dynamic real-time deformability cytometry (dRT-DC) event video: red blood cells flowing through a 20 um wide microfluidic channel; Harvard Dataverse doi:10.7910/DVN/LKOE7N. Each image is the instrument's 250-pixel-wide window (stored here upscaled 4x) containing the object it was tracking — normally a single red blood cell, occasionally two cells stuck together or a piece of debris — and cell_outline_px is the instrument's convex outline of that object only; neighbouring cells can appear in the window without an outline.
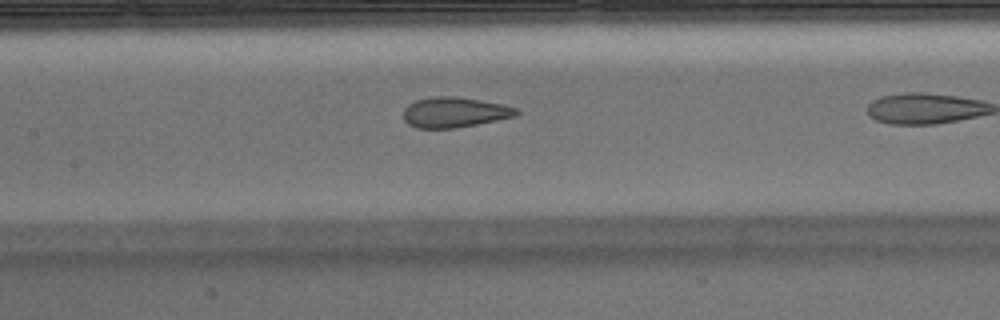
{"species": "Egyptian fruit bat (a non-hibernating species)", "species_latin": "Rousettus aegyptiacus", "temperature_condition": "warm", "stored_images_in_passage": 32, "camera_frame_rate_fps": 3000, "um_per_image_px": 0.085, "animal": {"sex": "male"}, "frame": {"image": 1, "passage_image": 10, "time_ms": 3.0, "image_size_px": [1000, 320], "cell_outline_px": [[520, 112], [516, 116], [476, 124], [452, 128], [416, 128], [408, 124], [404, 120], [404, 108], [408, 104], [416, 100], [432, 96], [456, 96], [504, 104], [516, 108]], "centroid_in_image_um": [38.62, 9.53], "position_along_channel_um": 168.8, "area_um2": 19.94}, "authors_computed_cell_mechanics": {"area_um2": 21.1259, "velocity_mm_per_s": 3.8997, "shape_relaxation_time_tau1_ms": null, "shape_relaxation_time_tau2_ms": 1.072, "deformation_change_tau1": null, "deformation_change_tau2": 0.0662}}